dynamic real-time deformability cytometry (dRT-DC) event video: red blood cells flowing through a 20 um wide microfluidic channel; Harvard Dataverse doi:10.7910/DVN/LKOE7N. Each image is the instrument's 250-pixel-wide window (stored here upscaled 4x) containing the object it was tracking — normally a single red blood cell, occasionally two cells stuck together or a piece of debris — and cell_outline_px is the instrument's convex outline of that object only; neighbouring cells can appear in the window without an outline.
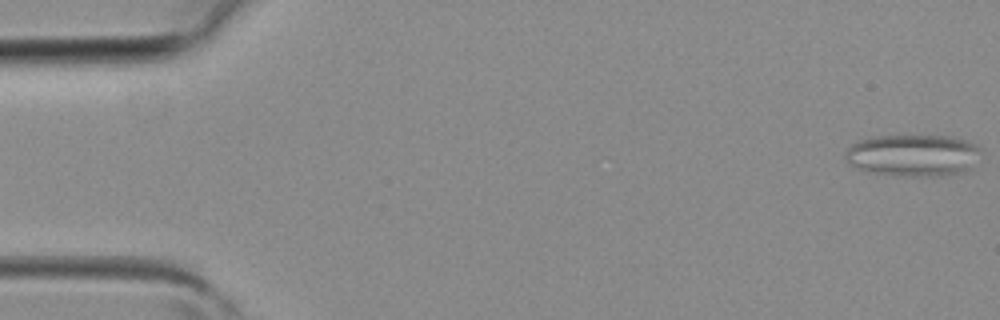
{"species": "common noctule bat (a hibernating species)", "species_latin": "Nyctalus noctula", "temperature_condition": "room temperature", "stored_images_in_passage": 4, "camera_frame_rate_fps": 3000, "um_per_image_px": 0.085, "animal": {"sex": "female", "body_mass_g": 19.3, "forearm_length_mm": 54.1}, "frame": {"image": 1, "passage_image": 1, "time_ms": 0.0, "image_size_px": [1000, 320], "cell_outline_px": [[980, 148], [972, 168], [964, 172], [940, 176], [912, 176], [868, 172], [852, 164], [844, 156], [844, 152], [852, 144], [860, 140], [876, 136], [952, 136], [976, 144]], "centroid_in_image_um": [77.63, 13.2], "position_along_channel_um": 7.4, "area_um2": 32.83}}